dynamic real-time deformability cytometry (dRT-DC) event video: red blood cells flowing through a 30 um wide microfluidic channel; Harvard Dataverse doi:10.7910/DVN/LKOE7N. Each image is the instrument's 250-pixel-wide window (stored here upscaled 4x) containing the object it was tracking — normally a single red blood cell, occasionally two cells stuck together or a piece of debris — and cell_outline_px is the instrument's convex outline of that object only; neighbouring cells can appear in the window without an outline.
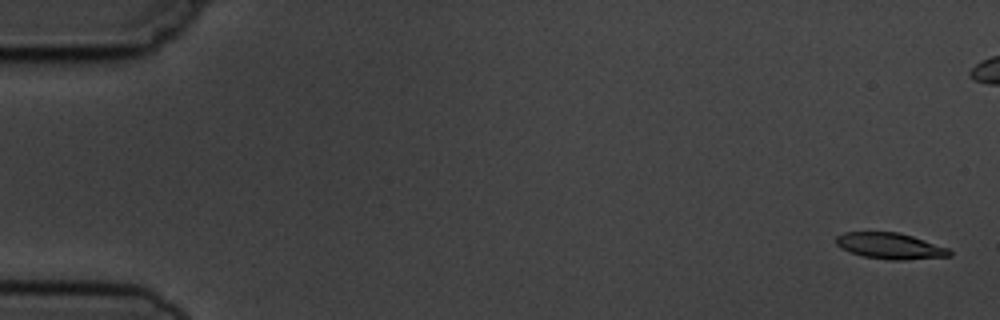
{"species": "common noctule bat (a hibernating species)", "species_latin": "Nyctalus noctula", "temperature_condition": "cold", "stored_images_in_passage": 6, "camera_frame_rate_fps": 3000, "um_per_image_px": 0.085, "animal": {"sex": "male", "body_mass_g": 19.5, "forearm_length_mm": 54.6}, "frame": {"image": 1, "passage_image": 1, "time_ms": 0.0, "image_size_px": [1000, 320], "cell_outline_px": [[952, 256], [900, 260], [888, 260], [864, 256], [840, 248], [836, 244], [836, 236], [844, 232], [900, 232], [948, 248], [952, 252]], "centroid_in_image_um": [75.66, 20.9], "position_along_channel_um": 9.3, "area_um2": 17.17}}